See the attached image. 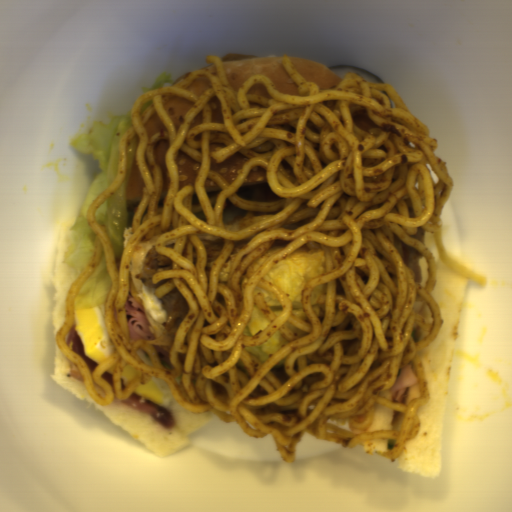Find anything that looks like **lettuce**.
Masks as SVG:
<instances>
[{"instance_id":"obj_1","label":"lettuce","mask_w":512,"mask_h":512,"mask_svg":"<svg viewBox=\"0 0 512 512\" xmlns=\"http://www.w3.org/2000/svg\"><path fill=\"white\" fill-rule=\"evenodd\" d=\"M131 116L113 117L98 123L78 133L72 141L73 147L85 152L92 161L91 182L70 236L59 254L74 280L94 254L95 234L86 220V213L93 199L108 188L116 177L120 141L133 125Z\"/></svg>"},{"instance_id":"obj_2","label":"lettuce","mask_w":512,"mask_h":512,"mask_svg":"<svg viewBox=\"0 0 512 512\" xmlns=\"http://www.w3.org/2000/svg\"><path fill=\"white\" fill-rule=\"evenodd\" d=\"M325 273L324 249H309L306 242L275 262L261 279L276 285L291 300V312L299 320L310 322L302 310L304 289L315 277Z\"/></svg>"},{"instance_id":"obj_3","label":"lettuce","mask_w":512,"mask_h":512,"mask_svg":"<svg viewBox=\"0 0 512 512\" xmlns=\"http://www.w3.org/2000/svg\"><path fill=\"white\" fill-rule=\"evenodd\" d=\"M129 141L125 177L110 197L95 209V219L102 223L111 239L118 271L132 236L133 217L141 200H125L126 187L132 170L133 140Z\"/></svg>"},{"instance_id":"obj_4","label":"lettuce","mask_w":512,"mask_h":512,"mask_svg":"<svg viewBox=\"0 0 512 512\" xmlns=\"http://www.w3.org/2000/svg\"><path fill=\"white\" fill-rule=\"evenodd\" d=\"M113 289L112 277L107 268V259L102 255L93 273L81 284L74 297V307H107Z\"/></svg>"},{"instance_id":"obj_5","label":"lettuce","mask_w":512,"mask_h":512,"mask_svg":"<svg viewBox=\"0 0 512 512\" xmlns=\"http://www.w3.org/2000/svg\"><path fill=\"white\" fill-rule=\"evenodd\" d=\"M288 340L276 329L273 335L257 346H244L263 364L278 352Z\"/></svg>"},{"instance_id":"obj_6","label":"lettuce","mask_w":512,"mask_h":512,"mask_svg":"<svg viewBox=\"0 0 512 512\" xmlns=\"http://www.w3.org/2000/svg\"><path fill=\"white\" fill-rule=\"evenodd\" d=\"M271 322L254 302L253 314L241 334L251 336L264 330Z\"/></svg>"},{"instance_id":"obj_7","label":"lettuce","mask_w":512,"mask_h":512,"mask_svg":"<svg viewBox=\"0 0 512 512\" xmlns=\"http://www.w3.org/2000/svg\"><path fill=\"white\" fill-rule=\"evenodd\" d=\"M260 293L266 298L273 314L280 316L283 304L276 294L258 284L254 290V296Z\"/></svg>"},{"instance_id":"obj_8","label":"lettuce","mask_w":512,"mask_h":512,"mask_svg":"<svg viewBox=\"0 0 512 512\" xmlns=\"http://www.w3.org/2000/svg\"><path fill=\"white\" fill-rule=\"evenodd\" d=\"M165 199H166V197L165 198H158L157 207L158 206H163Z\"/></svg>"}]
</instances>
